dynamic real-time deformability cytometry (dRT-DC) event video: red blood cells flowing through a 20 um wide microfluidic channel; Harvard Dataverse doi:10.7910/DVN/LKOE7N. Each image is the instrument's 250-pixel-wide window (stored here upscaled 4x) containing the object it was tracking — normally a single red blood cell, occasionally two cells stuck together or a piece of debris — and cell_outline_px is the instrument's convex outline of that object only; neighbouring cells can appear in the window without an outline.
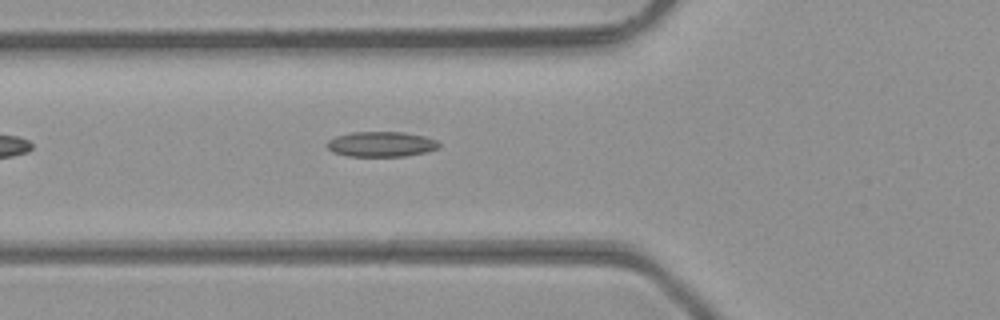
{"species": "common noctule bat (a hibernating species)", "species_latin": "Nyctalus noctula", "temperature_condition": "room temperature", "stored_images_in_passage": 5, "camera_frame_rate_fps": 3000, "um_per_image_px": 0.085, "animal": {"sex": "male", "body_mass_g": 23.1, "forearm_length_mm": 52.7}, "frame": {"image": 1, "passage_image": 2, "time_ms": 0.333, "image_size_px": [1000, 320], "cell_outline_px": [[440, 148], [424, 152], [404, 156], [348, 156], [332, 152], [324, 144], [328, 140], [336, 136], [352, 132], [404, 132], [424, 136], [436, 140], [440, 144]], "centroid_in_image_um": [32.37, 12.25], "position_along_channel_um": 93.4, "area_um2": 16.47}}